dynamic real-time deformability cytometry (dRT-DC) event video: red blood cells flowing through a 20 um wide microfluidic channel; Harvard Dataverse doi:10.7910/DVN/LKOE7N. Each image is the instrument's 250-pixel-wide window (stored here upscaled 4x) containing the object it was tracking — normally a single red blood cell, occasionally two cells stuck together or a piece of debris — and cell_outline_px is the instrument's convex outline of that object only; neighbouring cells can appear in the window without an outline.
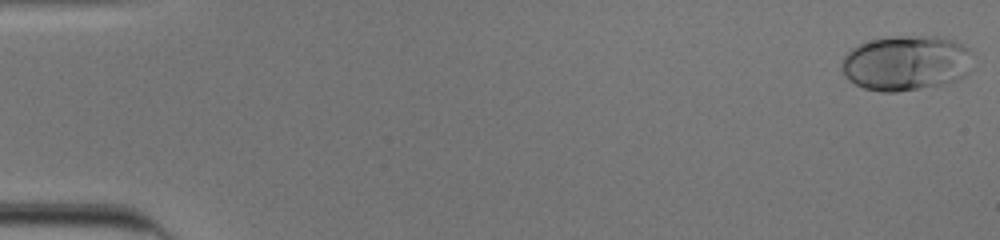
{"species": "human", "species_latin": "Homo sapiens", "temperature_condition": "cold", "stored_images_in_passage": 45, "camera_frame_rate_fps": 3000, "um_per_image_px": 0.085, "donor": {"sex": "male"}, "frame": {"image": 1, "passage_image": 1, "time_ms": 0.0, "image_size_px": [1000, 240], "cell_outline_px": [[968, 72], [964, 76], [948, 84], [896, 92], [880, 92], [864, 88], [856, 84], [844, 76], [840, 68], [840, 64], [844, 56], [852, 48], [860, 44], [872, 40], [896, 36], [936, 36], [952, 40], [964, 44], [968, 48]], "centroid_in_image_um": [76.97, 5.37], "position_along_channel_um": 8.0, "area_um2": 42.08}}
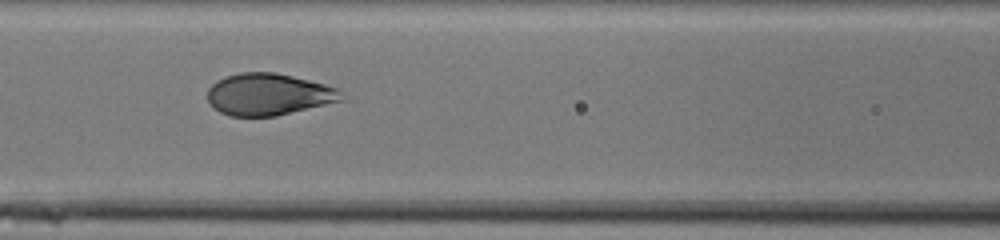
{"frame": {"image": 2, "passage_image": 24, "time_ms": 7.667, "image_size_px": [1000, 240], "cell_outline_px": [[348, 100], [276, 116], [228, 116], [220, 112], [208, 100], [208, 88], [216, 80], [240, 72], [276, 72], [324, 84], [336, 88]], "centroid_in_image_um": [22.87, 8.03], "position_along_channel_um": 143.7, "area_um2": 32.77}}
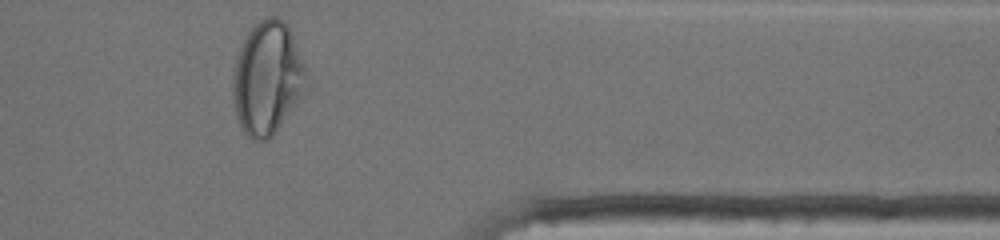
{"frame": {"image": 3, "passage_image": 44, "time_ms": 14.333, "image_size_px": [1000, 240], "cell_outline_px": [[308, 76], [304, 96], [276, 132], [268, 140], [252, 140], [244, 132], [236, 116], [232, 92], [232, 72], [236, 56], [248, 32], [260, 20], [268, 16], [276, 16], [284, 20], [288, 24], [308, 72]], "centroid_in_image_um": [22.75, 6.66], "position_along_channel_um": 388.7, "area_um2": 49.13}, "authors_computed_cell_mechanics": {"area_um2": 36.2406, "velocity_mm_per_s": 3.8877, "shape_relaxation_time_tau1_ms": 4.0807, "shape_relaxation_time_tau2_ms": null, "deformation_change_tau1": 0.1755, "deformation_change_tau2": null}}